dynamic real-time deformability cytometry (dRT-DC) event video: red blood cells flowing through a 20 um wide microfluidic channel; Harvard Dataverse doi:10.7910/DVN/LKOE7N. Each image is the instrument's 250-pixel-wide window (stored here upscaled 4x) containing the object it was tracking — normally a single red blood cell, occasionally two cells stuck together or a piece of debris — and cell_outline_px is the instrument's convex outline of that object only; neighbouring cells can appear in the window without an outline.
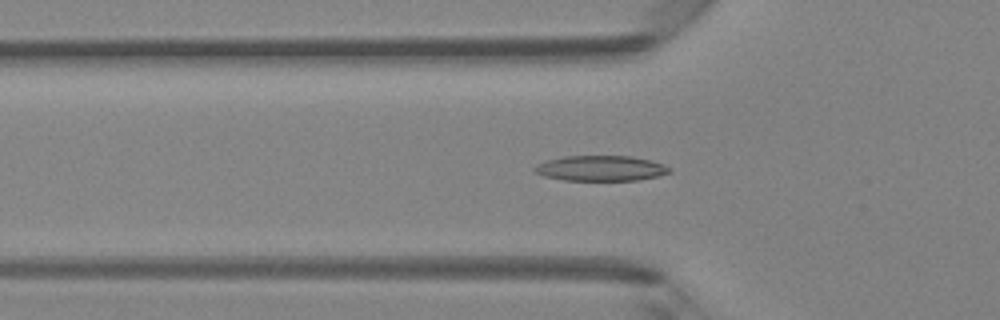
{"species": "Egyptian fruit bat (a non-hibernating species)", "species_latin": "Rousettus aegyptiacus", "temperature_condition": "room temperature", "stored_images_in_passage": 49, "camera_frame_rate_fps": 3000, "um_per_image_px": 0.085, "animal": {"sex": "female"}, "frame": {"image": 1, "passage_image": 16, "time_ms": 5.0, "image_size_px": [1000, 320], "cell_outline_px": [[672, 172], [656, 176], [636, 180], [564, 180], [544, 176], [536, 172], [532, 168], [536, 164], [544, 160], [564, 156], [632, 156], [664, 164], [672, 168]], "centroid_in_image_um": [51.04, 14.29], "position_along_channel_um": 74.8, "area_um2": 19.94}}
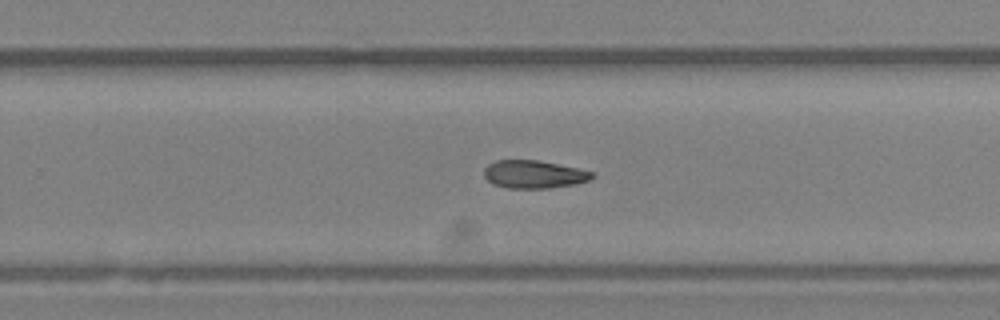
{"frame": {"image": 2, "passage_image": 31, "time_ms": 10.0, "image_size_px": [1000, 320], "cell_outline_px": [[596, 176], [592, 180], [576, 184], [552, 188], [508, 188], [492, 184], [484, 176], [484, 168], [488, 164], [496, 160], [536, 160], [576, 168], [592, 172]], "centroid_in_image_um": [45.39, 14.83], "position_along_channel_um": 284.4, "area_um2": 17.63}}
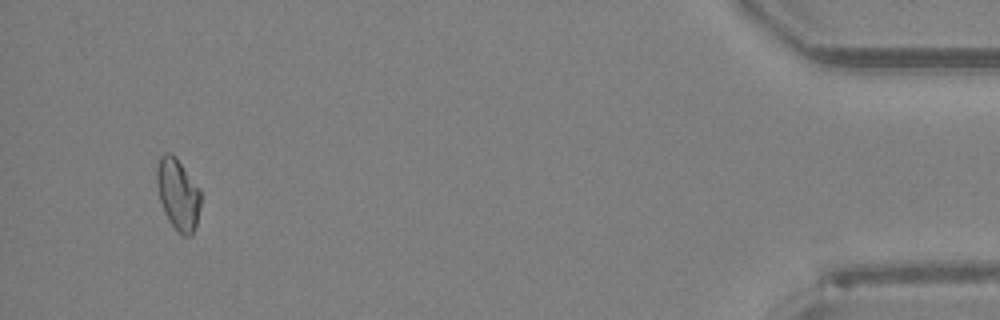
{"frame": {"image": 3, "passage_image": 46, "time_ms": 15.0, "image_size_px": [1000, 320], "cell_outline_px": [[200, 208], [196, 224], [192, 236], [184, 236], [176, 232], [168, 220], [164, 212], [160, 200], [156, 184], [156, 168], [160, 156], [164, 152], [172, 152], [176, 156], [200, 188]], "centroid_in_image_um": [15.12, 16.5], "position_along_channel_um": 420.1, "area_um2": 18.67}}